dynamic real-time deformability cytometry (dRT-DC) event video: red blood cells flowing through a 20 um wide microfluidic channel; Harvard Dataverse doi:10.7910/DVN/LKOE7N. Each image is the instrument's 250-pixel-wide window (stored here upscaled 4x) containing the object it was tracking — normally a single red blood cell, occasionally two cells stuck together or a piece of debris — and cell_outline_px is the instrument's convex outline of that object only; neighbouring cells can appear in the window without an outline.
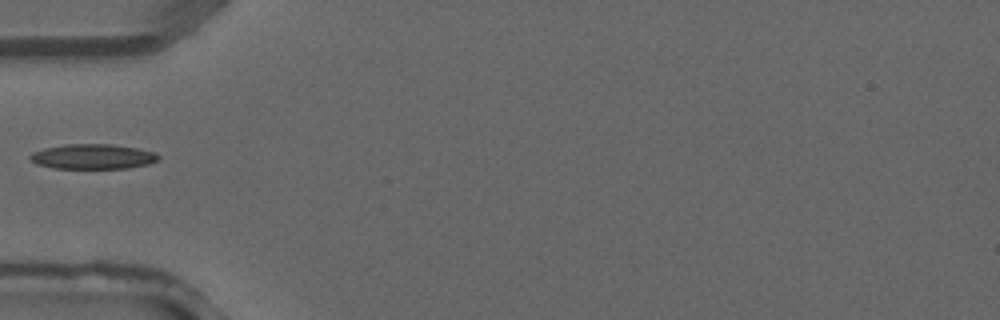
{"species": "common noctule bat (a hibernating species)", "species_latin": "Nyctalus noctula", "temperature_condition": "warm", "stored_images_in_passage": 3, "camera_frame_rate_fps": 3000, "um_per_image_px": 0.085, "animal": {"sex": "male", "forearm_length_mm": 52.5}, "frame": {"image": 1, "passage_image": 3, "time_ms": 0.667, "image_size_px": [1000, 320], "cell_outline_px": [[160, 160], [148, 164], [128, 168], [52, 168], [36, 164], [28, 160], [28, 156], [32, 152], [44, 148], [64, 144], [112, 144], [136, 148], [156, 152], [160, 156]], "centroid_in_image_um": [7.87, 13.3], "position_along_channel_um": 77.1, "area_um2": 18.9}}